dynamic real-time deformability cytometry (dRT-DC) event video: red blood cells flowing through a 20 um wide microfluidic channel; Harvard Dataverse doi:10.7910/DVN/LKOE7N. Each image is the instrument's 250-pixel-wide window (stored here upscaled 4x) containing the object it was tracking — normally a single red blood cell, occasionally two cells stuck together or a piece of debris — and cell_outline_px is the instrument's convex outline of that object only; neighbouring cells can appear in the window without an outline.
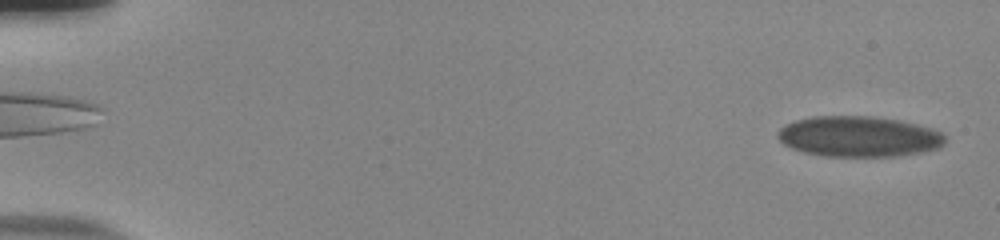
{"species": "human", "species_latin": "Homo sapiens", "temperature_condition": "room temperature", "stored_images_in_passage": 58, "camera_frame_rate_fps": 3000, "um_per_image_px": 0.085, "donor": {"sex": "male"}, "frame": {"image": 1, "passage_image": 2, "time_ms": 0.333, "image_size_px": [1000, 240], "cell_outline_px": [[944, 144], [936, 148], [916, 152], [892, 156], [828, 156], [804, 152], [792, 148], [784, 144], [776, 136], [776, 132], [780, 128], [796, 120], [816, 116], [868, 116], [896, 120], [932, 128], [940, 132], [944, 136]], "centroid_in_image_um": [72.94, 11.6], "position_along_channel_um": 12.1, "area_um2": 38.96}}
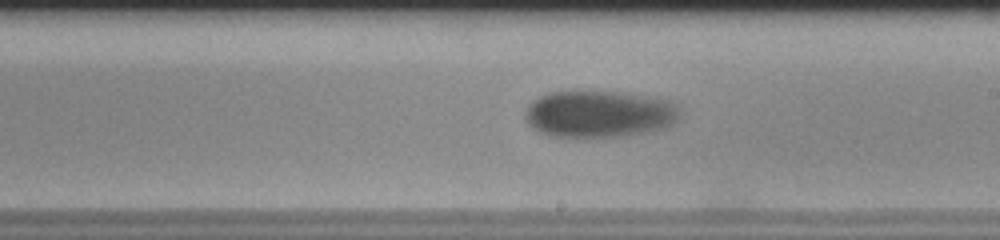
{"frame": {"image": 2, "passage_image": 35, "time_ms": 11.333, "image_size_px": [1000, 240], "cell_outline_px": [[680, 108], [676, 120], [672, 124], [664, 128], [624, 136], [548, 136], [532, 128], [528, 124], [524, 112], [528, 104], [532, 100], [548, 92], [576, 88], [620, 92], [668, 100], [676, 104]], "centroid_in_image_um": [50.86, 9.64], "position_along_channel_um": 238.1, "area_um2": 43.0}}
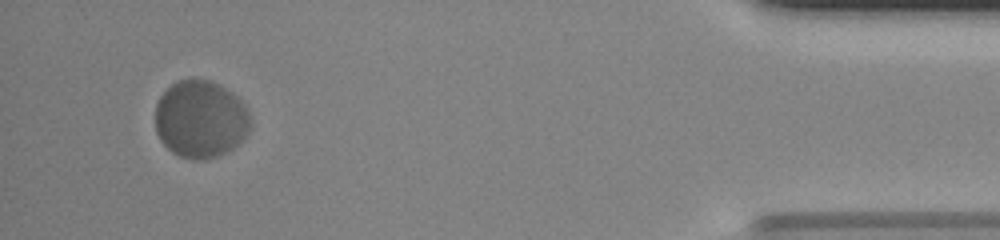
{"frame": {"image": 3, "passage_image": 55, "time_ms": 18.0, "image_size_px": [1000, 240], "cell_outline_px": [[252, 124], [248, 132], [232, 148], [216, 156], [200, 160], [192, 160], [180, 156], [172, 152], [160, 140], [156, 132], [156, 104], [160, 96], [176, 80], [208, 80], [232, 92], [244, 104], [252, 120]], "centroid_in_image_um": [17.04, 10.14], "position_along_channel_um": 418.2, "area_um2": 42.71}}